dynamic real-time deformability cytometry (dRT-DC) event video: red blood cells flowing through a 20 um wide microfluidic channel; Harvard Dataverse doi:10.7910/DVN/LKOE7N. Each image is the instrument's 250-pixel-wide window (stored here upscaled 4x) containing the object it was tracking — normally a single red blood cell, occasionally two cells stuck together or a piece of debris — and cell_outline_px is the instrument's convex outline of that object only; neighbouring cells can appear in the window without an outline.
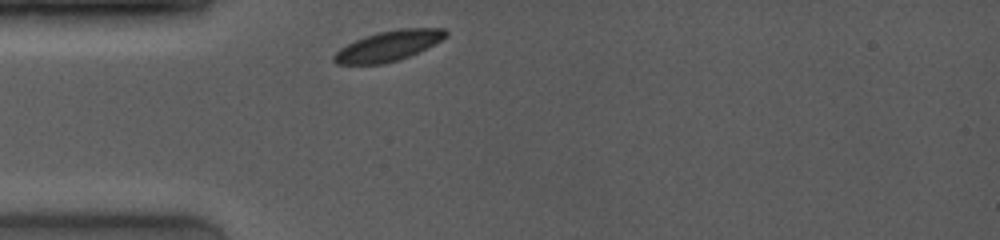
{"species": "common noctule bat (a hibernating species)", "species_latin": "Nyctalus noctula", "temperature_condition": "room temperature", "stored_images_in_passage": 1, "camera_frame_rate_fps": 4000, "um_per_image_px": 0.085, "animal": {"sex": "female", "body_mass_g": 19.0, "forearm_length_mm": 53.3}, "frame": {"image": 1, "passage_image": 1, "time_ms": 0.0, "image_size_px": [1000, 240], "cell_outline_px": [[448, 36], [408, 56], [384, 64], [336, 64], [332, 60], [332, 56], [340, 48], [364, 36], [380, 32], [400, 28], [444, 28], [448, 32]], "centroid_in_image_um": [32.98, 3.89], "position_along_channel_um": 52.0, "area_um2": 19.36}}